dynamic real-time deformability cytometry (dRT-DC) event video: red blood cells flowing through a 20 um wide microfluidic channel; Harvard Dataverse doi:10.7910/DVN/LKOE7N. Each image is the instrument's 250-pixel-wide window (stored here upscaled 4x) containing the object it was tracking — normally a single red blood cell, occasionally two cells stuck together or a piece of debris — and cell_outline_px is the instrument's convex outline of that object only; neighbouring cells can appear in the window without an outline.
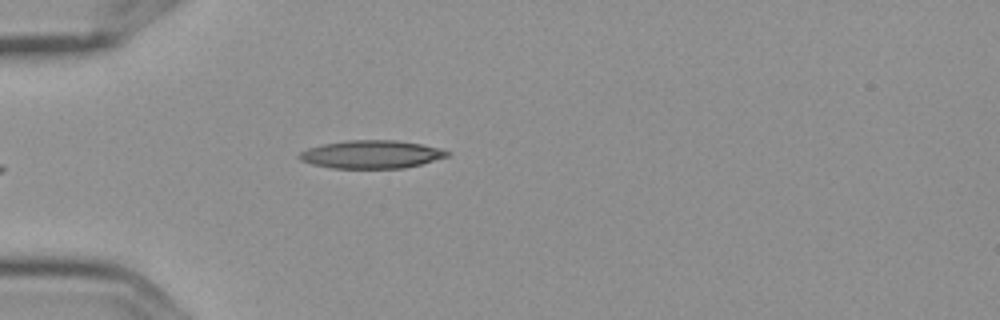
{"species": "Egyptian fruit bat (a non-hibernating species)", "species_latin": "Rousettus aegyptiacus", "temperature_condition": "cold", "stored_images_in_passage": 7, "camera_frame_rate_fps": 3000, "um_per_image_px": 0.085, "frame": {"image": 1, "passage_image": 7, "time_ms": 2.0, "image_size_px": [1000, 320], "cell_outline_px": [[452, 152], [448, 156], [420, 164], [404, 168], [332, 168], [312, 164], [300, 160], [296, 156], [300, 152], [308, 148], [324, 144], [344, 140], [396, 140], [420, 144], [440, 148]], "centroid_in_image_um": [31.55, 13.12], "position_along_channel_um": 53.4, "area_um2": 24.16}}